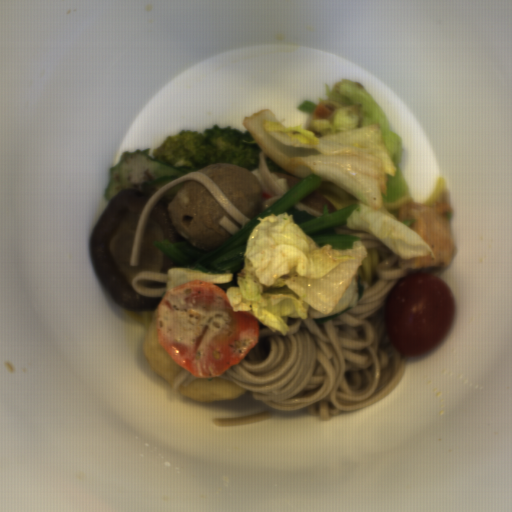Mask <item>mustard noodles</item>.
<instances>
[{
    "label": "mustard noodles",
    "mask_w": 512,
    "mask_h": 512,
    "mask_svg": "<svg viewBox=\"0 0 512 512\" xmlns=\"http://www.w3.org/2000/svg\"><path fill=\"white\" fill-rule=\"evenodd\" d=\"M197 377L193 375L190 371L187 369H183L174 379L172 384L171 391L174 393L178 386H187L190 384L193 380H195Z\"/></svg>",
    "instance_id": "6"
},
{
    "label": "mustard noodles",
    "mask_w": 512,
    "mask_h": 512,
    "mask_svg": "<svg viewBox=\"0 0 512 512\" xmlns=\"http://www.w3.org/2000/svg\"><path fill=\"white\" fill-rule=\"evenodd\" d=\"M332 229L335 234L359 236L365 251L389 254L377 265V280L364 287L358 304L323 324L309 314L306 319L288 317L286 336L257 318L256 345L216 375L251 391L267 406L305 409L325 421L389 397L400 385L408 359L385 332V312L393 288L411 269H404L399 256L374 235L346 224Z\"/></svg>",
    "instance_id": "1"
},
{
    "label": "mustard noodles",
    "mask_w": 512,
    "mask_h": 512,
    "mask_svg": "<svg viewBox=\"0 0 512 512\" xmlns=\"http://www.w3.org/2000/svg\"><path fill=\"white\" fill-rule=\"evenodd\" d=\"M258 159H259L258 168L261 170V172L263 173V175L267 179L268 183L270 184V186L272 187V189L275 192V196L270 197V198L266 199L265 201L261 202V208H260V214H261L262 212H264L266 209H268L270 206H272L275 202H277L282 196H284L287 193L281 188V186L272 177V175L269 171V168H268L266 154L262 150L258 154Z\"/></svg>",
    "instance_id": "4"
},
{
    "label": "mustard noodles",
    "mask_w": 512,
    "mask_h": 512,
    "mask_svg": "<svg viewBox=\"0 0 512 512\" xmlns=\"http://www.w3.org/2000/svg\"><path fill=\"white\" fill-rule=\"evenodd\" d=\"M218 224L222 226L227 232H229L232 236L236 234L241 229L233 223L226 215L219 218Z\"/></svg>",
    "instance_id": "7"
},
{
    "label": "mustard noodles",
    "mask_w": 512,
    "mask_h": 512,
    "mask_svg": "<svg viewBox=\"0 0 512 512\" xmlns=\"http://www.w3.org/2000/svg\"><path fill=\"white\" fill-rule=\"evenodd\" d=\"M168 275L164 272H156V271H142L137 272L136 275L132 279V286L137 294L144 295L147 297H160L163 296L166 292L165 288H146L139 285V281L141 280H158L167 283Z\"/></svg>",
    "instance_id": "3"
},
{
    "label": "mustard noodles",
    "mask_w": 512,
    "mask_h": 512,
    "mask_svg": "<svg viewBox=\"0 0 512 512\" xmlns=\"http://www.w3.org/2000/svg\"><path fill=\"white\" fill-rule=\"evenodd\" d=\"M187 180H193L201 182L209 193L215 198V200L221 205L226 213L233 218L243 228L249 224L252 220L247 217L213 182V180L207 175L200 171L188 172L159 188L155 193L148 199L138 221L129 264L133 268L138 266L140 260V254L143 244V238L145 230L148 224L149 217L158 201V199L170 188L180 184Z\"/></svg>",
    "instance_id": "2"
},
{
    "label": "mustard noodles",
    "mask_w": 512,
    "mask_h": 512,
    "mask_svg": "<svg viewBox=\"0 0 512 512\" xmlns=\"http://www.w3.org/2000/svg\"><path fill=\"white\" fill-rule=\"evenodd\" d=\"M273 417V413L271 411H263L260 413L233 417V418H214L212 419V425L215 427L221 426H231V425H242L247 423H253L258 421L269 420Z\"/></svg>",
    "instance_id": "5"
}]
</instances>
